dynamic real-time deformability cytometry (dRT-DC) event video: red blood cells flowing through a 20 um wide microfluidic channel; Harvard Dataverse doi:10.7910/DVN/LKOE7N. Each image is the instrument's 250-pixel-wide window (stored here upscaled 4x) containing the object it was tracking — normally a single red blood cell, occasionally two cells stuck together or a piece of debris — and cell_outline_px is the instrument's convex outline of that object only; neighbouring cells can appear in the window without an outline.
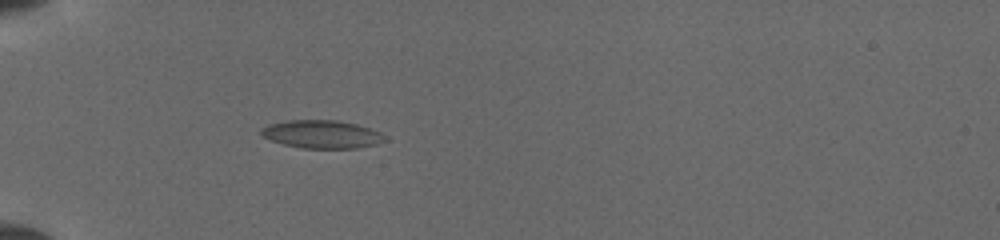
{"species": "common noctule bat (a hibernating species)", "species_latin": "Nyctalus noctula", "temperature_condition": "cold", "stored_images_in_passage": 15, "camera_frame_rate_fps": 3000, "um_per_image_px": 0.085, "animal": {"sex": "female", "body_mass_g": 19.5, "forearm_length_mm": 54.1}, "frame": {"image": 1, "passage_image": 5, "time_ms": 2.0, "image_size_px": [1000, 240], "cell_outline_px": [[384, 140], [376, 144], [356, 148], [300, 148], [284, 144], [272, 140], [264, 136], [260, 132], [260, 128], [268, 124], [288, 120], [336, 120], [356, 124], [380, 132]], "centroid_in_image_um": [27.3, 11.4], "position_along_channel_um": 57.7, "area_um2": 19.94}}
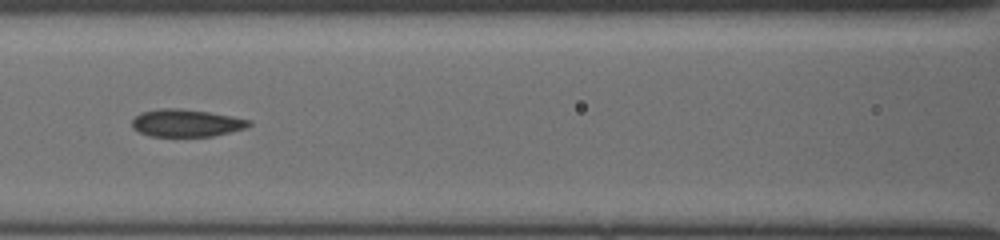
{"frame": {"image": 2, "passage_image": 11, "time_ms": 4.667, "image_size_px": [1000, 240], "cell_outline_px": [[252, 124], [244, 128], [212, 136], [152, 136], [140, 132], [132, 128], [132, 120], [140, 112], [160, 108], [176, 108], [208, 112], [252, 120]], "centroid_in_image_um": [15.81, 10.45], "position_along_channel_um": 150.8, "area_um2": 18.5}}
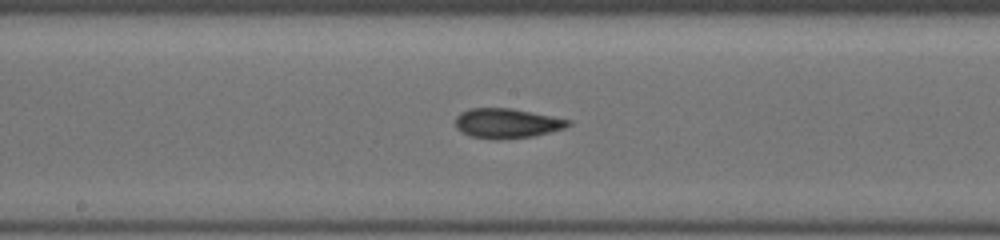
{"frame": {"image": 3, "passage_image": 14, "time_ms": 6.0, "image_size_px": [1000, 240], "cell_outline_px": [[568, 124], [564, 128], [532, 136], [500, 140], [492, 140], [472, 136], [456, 128], [456, 116], [460, 112], [472, 108], [512, 108], [568, 120]], "centroid_in_image_um": [43.01, 10.48], "position_along_channel_um": 205.2, "area_um2": 19.19}}